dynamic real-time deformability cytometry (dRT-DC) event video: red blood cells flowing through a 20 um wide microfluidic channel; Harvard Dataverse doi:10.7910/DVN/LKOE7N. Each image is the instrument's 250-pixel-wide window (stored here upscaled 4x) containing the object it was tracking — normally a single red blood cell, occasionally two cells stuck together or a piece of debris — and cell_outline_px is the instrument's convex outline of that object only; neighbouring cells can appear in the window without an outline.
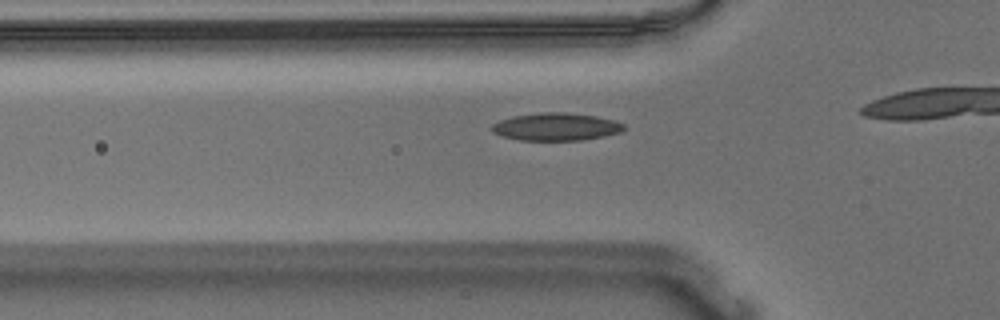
{"species": "Egyptian fruit bat (a non-hibernating species)", "species_latin": "Rousettus aegyptiacus", "temperature_condition": "warm", "stored_images_in_passage": 32, "camera_frame_rate_fps": 3000, "um_per_image_px": 0.085, "animal": {"sex": "male"}, "frame": {"image": 1, "passage_image": 7, "time_ms": 2.0, "image_size_px": [1000, 320], "cell_outline_px": [[624, 128], [620, 132], [604, 136], [580, 140], [520, 140], [500, 136], [492, 132], [492, 124], [500, 120], [512, 116], [544, 112], [564, 112], [596, 116], [616, 120], [624, 124]], "centroid_in_image_um": [47.25, 10.77], "position_along_channel_um": 78.5, "area_um2": 21.27}}
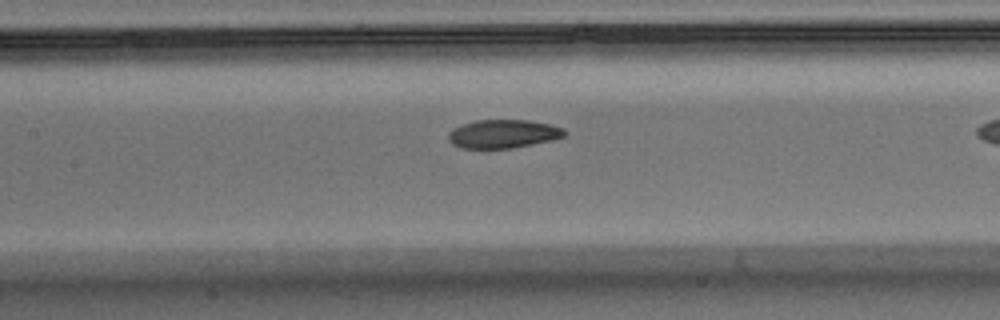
{"frame": {"image": 2, "passage_image": 14, "time_ms": 4.333, "image_size_px": [1000, 320], "cell_outline_px": [[568, 132], [564, 136], [552, 140], [512, 148], [460, 148], [452, 144], [448, 140], [448, 132], [452, 128], [460, 124], [476, 120], [528, 120], [552, 124], [564, 128]], "centroid_in_image_um": [42.76, 11.37], "position_along_channel_um": 164.6, "area_um2": 19.54}}
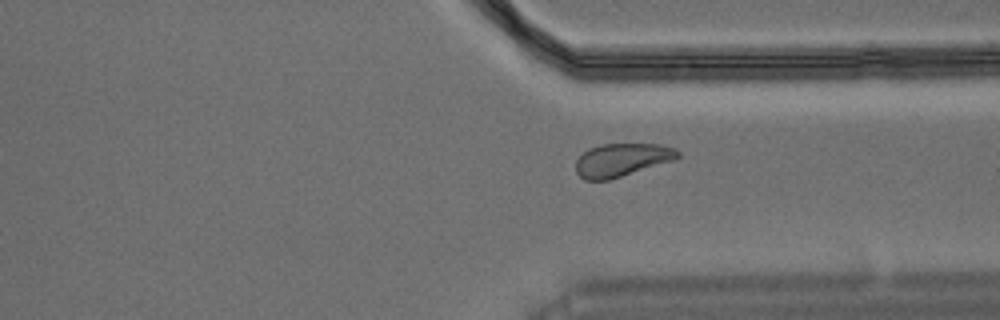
{"frame": {"image": 3, "passage_image": 30, "time_ms": 9.667, "image_size_px": [1000, 320], "cell_outline_px": [[680, 156], [676, 160], [608, 180], [584, 180], [576, 172], [576, 160], [588, 148], [600, 144], [660, 144], [676, 148], [680, 152]], "centroid_in_image_um": [52.88, 13.58], "position_along_channel_um": 358.5, "area_um2": 19.83}}